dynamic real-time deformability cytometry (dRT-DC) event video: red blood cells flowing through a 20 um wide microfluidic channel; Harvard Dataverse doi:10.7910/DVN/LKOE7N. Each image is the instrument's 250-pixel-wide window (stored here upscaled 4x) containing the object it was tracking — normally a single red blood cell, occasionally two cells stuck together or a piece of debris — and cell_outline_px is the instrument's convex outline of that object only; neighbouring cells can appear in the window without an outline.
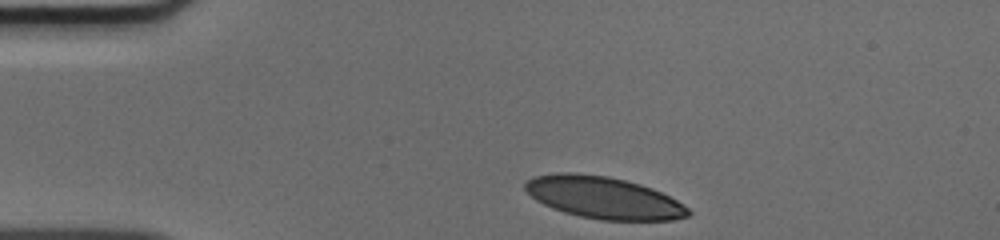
{"species": "human", "species_latin": "Homo sapiens", "temperature_condition": "cold", "stored_images_in_passage": 32, "camera_frame_rate_fps": 3000, "um_per_image_px": 0.085, "donor": {"sex": "male"}, "frame": {"image": 1, "passage_image": 1, "time_ms": 0.0, "image_size_px": [1000, 240], "cell_outline_px": [[692, 212], [688, 216], [672, 220], [600, 220], [580, 216], [564, 212], [552, 208], [536, 200], [524, 188], [524, 184], [528, 180], [536, 176], [556, 172], [572, 172], [608, 176], [640, 184], [652, 188], [676, 200], [688, 208]], "centroid_in_image_um": [51.3, 16.8], "position_along_channel_um": 33.7, "area_um2": 39.71}}
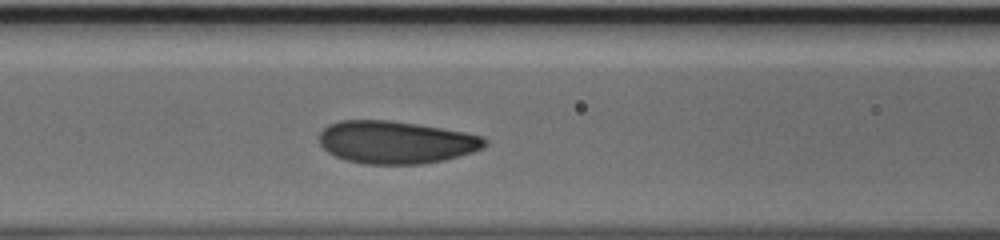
{"frame": {"image": 2, "passage_image": 12, "time_ms": 3.667, "image_size_px": [1000, 240], "cell_outline_px": [[488, 144], [484, 148], [472, 152], [444, 160], [420, 164], [364, 164], [344, 160], [328, 152], [320, 144], [320, 132], [328, 124], [340, 120], [388, 120], [416, 124], [464, 132], [484, 136], [488, 140]], "centroid_in_image_um": [33.66, 12.09], "position_along_channel_um": 132.9, "area_um2": 41.21}}
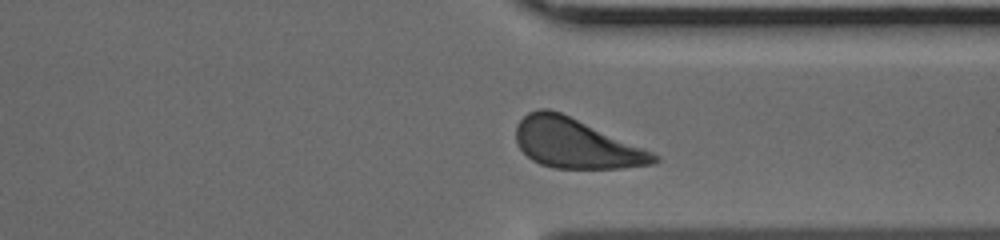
{"frame": {"image": 3, "passage_image": 29, "time_ms": 9.333, "image_size_px": [1000, 240], "cell_outline_px": [[660, 160], [656, 164], [624, 168], [552, 168], [540, 164], [532, 160], [516, 144], [516, 124], [528, 112], [540, 108], [548, 108], [560, 112], [644, 148], [660, 156]], "centroid_in_image_um": [48.94, 12.2], "position_along_channel_um": 362.5, "area_um2": 39.77}}